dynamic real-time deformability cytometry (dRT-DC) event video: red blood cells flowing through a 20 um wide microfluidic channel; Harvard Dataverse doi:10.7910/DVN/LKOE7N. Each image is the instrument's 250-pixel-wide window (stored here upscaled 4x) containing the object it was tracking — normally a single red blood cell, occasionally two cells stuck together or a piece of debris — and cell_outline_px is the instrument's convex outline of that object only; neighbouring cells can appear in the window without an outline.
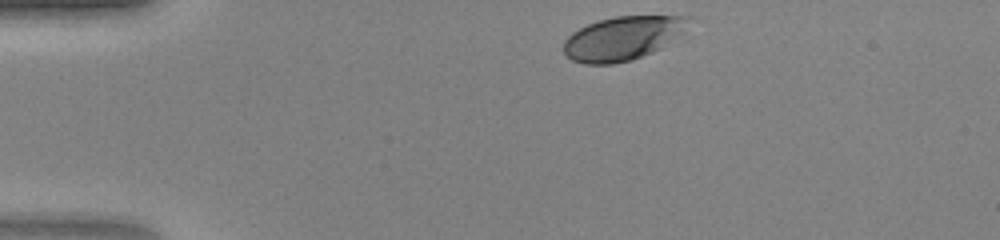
{"species": "human", "species_latin": "Homo sapiens", "temperature_condition": "warm", "stored_images_in_passage": 31, "camera_frame_rate_fps": 3000, "um_per_image_px": 0.085, "donor": {"sex": "female"}, "frame": {"image": 1, "passage_image": 1, "time_ms": 0.0, "image_size_px": [1000, 240], "cell_outline_px": [[692, 16], [680, 32], [676, 36], [660, 48], [652, 52], [632, 60], [612, 64], [584, 64], [572, 60], [564, 52], [564, 40], [572, 32], [588, 24], [600, 20], [616, 16]], "centroid_in_image_um": [52.86, 3.26], "position_along_channel_um": 32.1, "area_um2": 31.33}}
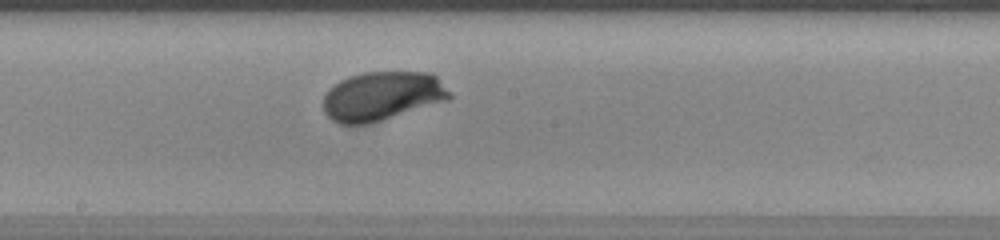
{"frame": {"image": 2, "passage_image": 18, "time_ms": 5.667, "image_size_px": [1000, 240], "cell_outline_px": [[452, 96], [448, 100], [368, 124], [340, 124], [332, 120], [324, 112], [324, 96], [328, 88], [340, 80], [348, 76], [364, 72], [432, 72], [452, 92]], "centroid_in_image_um": [32.49, 8.15], "position_along_channel_um": 215.7, "area_um2": 36.18}}
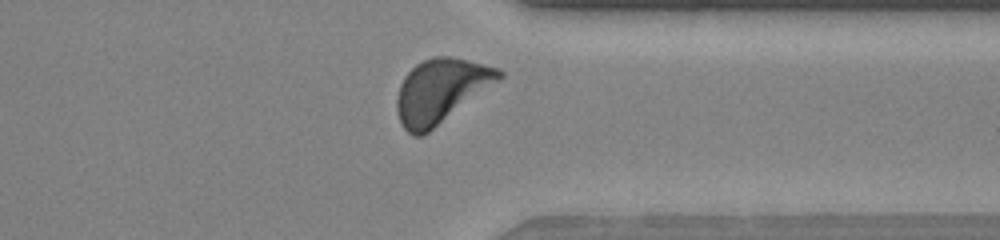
{"frame": {"image": 3, "passage_image": 29, "time_ms": 9.333, "image_size_px": [1000, 240], "cell_outline_px": [[504, 76], [500, 80], [428, 132], [420, 136], [412, 136], [400, 124], [396, 112], [396, 100], [400, 84], [404, 76], [416, 64], [432, 56], [448, 56], [468, 60], [500, 68], [504, 72]], "centroid_in_image_um": [37.45, 7.71], "position_along_channel_um": 373.9, "area_um2": 38.03}}